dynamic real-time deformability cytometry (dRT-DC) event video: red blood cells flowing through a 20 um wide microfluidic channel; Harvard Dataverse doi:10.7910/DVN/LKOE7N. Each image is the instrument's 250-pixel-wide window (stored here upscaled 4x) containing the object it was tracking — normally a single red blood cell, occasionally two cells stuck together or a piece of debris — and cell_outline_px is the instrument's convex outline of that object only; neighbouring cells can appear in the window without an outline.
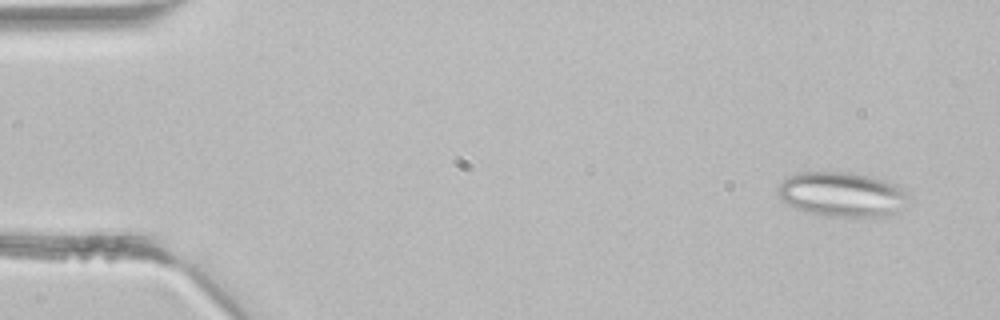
{"species": "common noctule bat (a hibernating species)", "species_latin": "Nyctalus noctula", "temperature_condition": "room temperature", "stored_images_in_passage": 3, "camera_frame_rate_fps": 3000, "um_per_image_px": 0.085, "animal": {"sex": "male", "body_mass_g": 21.5, "forearm_length_mm": 52.0}, "frame": {"image": 1, "passage_image": 1, "time_ms": 0.0, "image_size_px": [1000, 320], "cell_outline_px": [[908, 196], [904, 208], [900, 212], [888, 216], [828, 216], [804, 212], [780, 200], [776, 192], [776, 188], [788, 176], [796, 172], [852, 172], [884, 180], [896, 184], [904, 188]], "centroid_in_image_um": [71.56, 16.52], "position_along_channel_um": 13.4, "area_um2": 34.39}}